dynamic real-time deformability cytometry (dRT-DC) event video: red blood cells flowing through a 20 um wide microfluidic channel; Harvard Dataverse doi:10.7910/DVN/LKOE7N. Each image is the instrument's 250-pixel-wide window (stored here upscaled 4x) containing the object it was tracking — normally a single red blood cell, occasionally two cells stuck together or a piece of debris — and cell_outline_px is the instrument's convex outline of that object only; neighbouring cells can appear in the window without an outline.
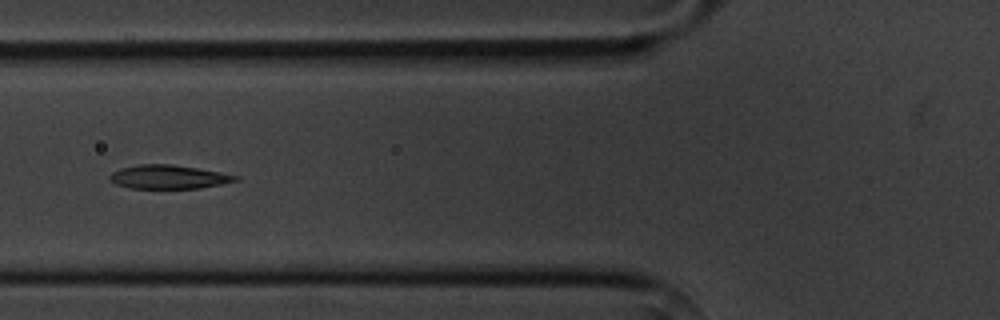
{"species": "common noctule bat (a hibernating species)", "species_latin": "Nyctalus noctula", "temperature_condition": "cold", "stored_images_in_passage": 7, "camera_frame_rate_fps": 3000, "um_per_image_px": 0.085, "animal": {"sex": "male", "body_mass_g": 20.1, "forearm_length_mm": 53.5}, "frame": {"image": 1, "passage_image": 4, "time_ms": 3.333, "image_size_px": [1000, 320], "cell_outline_px": [[240, 180], [200, 188], [128, 188], [116, 184], [108, 180], [108, 176], [112, 172], [120, 168], [140, 164], [172, 164], [220, 172], [240, 176]], "centroid_in_image_um": [14.3, 15.04], "position_along_channel_um": 111.5, "area_um2": 17.46}}
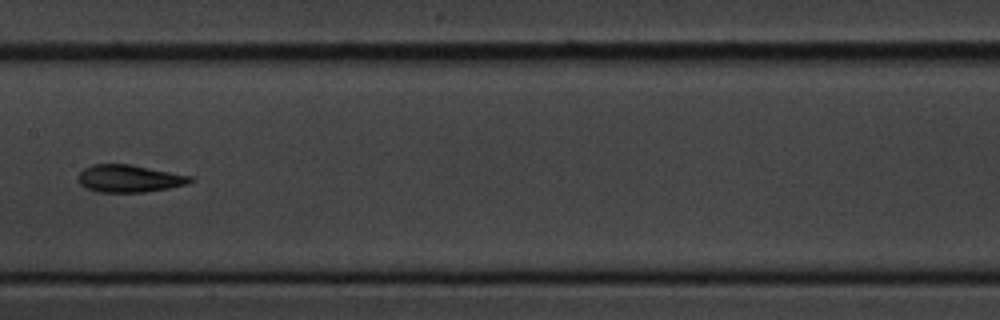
{"frame": {"image": 2, "passage_image": 6, "time_ms": 5.667, "image_size_px": [1000, 320], "cell_outline_px": [[192, 180], [188, 184], [168, 188], [144, 192], [96, 192], [84, 188], [76, 180], [76, 176], [84, 168], [92, 164], [132, 164], [192, 176]], "centroid_in_image_um": [10.93, 15.17], "position_along_channel_um": 196.5, "area_um2": 18.15}}
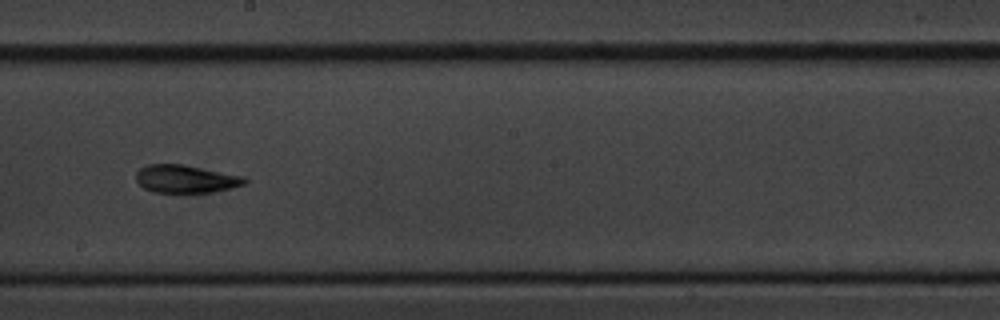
{"frame": {"image": 3, "passage_image": 7, "time_ms": 6.667, "image_size_px": [1000, 320], "cell_outline_px": [[248, 180], [244, 184], [232, 188], [212, 192], [152, 192], [144, 188], [136, 180], [136, 172], [140, 168], [148, 164], [184, 164], [244, 176]], "centroid_in_image_um": [15.79, 15.2], "position_along_channel_um": 232.4, "area_um2": 17.69}}